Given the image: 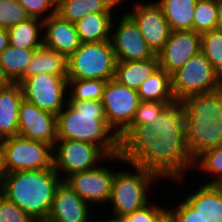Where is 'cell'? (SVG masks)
Returning a JSON list of instances; mask_svg holds the SVG:
<instances>
[{
  "label": "cell",
  "mask_w": 222,
  "mask_h": 222,
  "mask_svg": "<svg viewBox=\"0 0 222 222\" xmlns=\"http://www.w3.org/2000/svg\"><path fill=\"white\" fill-rule=\"evenodd\" d=\"M185 128L183 100L168 103L151 128L137 125L120 141L124 164L146 169L160 179L184 181L188 171L194 173V160L186 150Z\"/></svg>",
  "instance_id": "1"
},
{
  "label": "cell",
  "mask_w": 222,
  "mask_h": 222,
  "mask_svg": "<svg viewBox=\"0 0 222 222\" xmlns=\"http://www.w3.org/2000/svg\"><path fill=\"white\" fill-rule=\"evenodd\" d=\"M57 139L97 145L107 156L120 153V139L106 121L105 109L97 100H68L57 115Z\"/></svg>",
  "instance_id": "2"
},
{
  "label": "cell",
  "mask_w": 222,
  "mask_h": 222,
  "mask_svg": "<svg viewBox=\"0 0 222 222\" xmlns=\"http://www.w3.org/2000/svg\"><path fill=\"white\" fill-rule=\"evenodd\" d=\"M62 179L54 168L6 173L0 193L36 222H46Z\"/></svg>",
  "instance_id": "3"
},
{
  "label": "cell",
  "mask_w": 222,
  "mask_h": 222,
  "mask_svg": "<svg viewBox=\"0 0 222 222\" xmlns=\"http://www.w3.org/2000/svg\"><path fill=\"white\" fill-rule=\"evenodd\" d=\"M186 105V150L195 161L222 145V88L190 96Z\"/></svg>",
  "instance_id": "4"
},
{
  "label": "cell",
  "mask_w": 222,
  "mask_h": 222,
  "mask_svg": "<svg viewBox=\"0 0 222 222\" xmlns=\"http://www.w3.org/2000/svg\"><path fill=\"white\" fill-rule=\"evenodd\" d=\"M131 166L132 169L115 172L112 180L111 195L108 204L112 205V217L130 215L134 211L149 204V192L153 183L161 180L156 174L146 169ZM152 185V186H151Z\"/></svg>",
  "instance_id": "5"
},
{
  "label": "cell",
  "mask_w": 222,
  "mask_h": 222,
  "mask_svg": "<svg viewBox=\"0 0 222 222\" xmlns=\"http://www.w3.org/2000/svg\"><path fill=\"white\" fill-rule=\"evenodd\" d=\"M117 59L111 41L81 43L67 58L68 79H114Z\"/></svg>",
  "instance_id": "6"
},
{
  "label": "cell",
  "mask_w": 222,
  "mask_h": 222,
  "mask_svg": "<svg viewBox=\"0 0 222 222\" xmlns=\"http://www.w3.org/2000/svg\"><path fill=\"white\" fill-rule=\"evenodd\" d=\"M105 160L107 163L112 160L120 164L125 162L120 153L107 156L97 145L89 142L57 139L53 147V168L62 181L71 174L94 169Z\"/></svg>",
  "instance_id": "7"
},
{
  "label": "cell",
  "mask_w": 222,
  "mask_h": 222,
  "mask_svg": "<svg viewBox=\"0 0 222 222\" xmlns=\"http://www.w3.org/2000/svg\"><path fill=\"white\" fill-rule=\"evenodd\" d=\"M220 88L222 76L201 51L171 74V90L175 100H184Z\"/></svg>",
  "instance_id": "8"
},
{
  "label": "cell",
  "mask_w": 222,
  "mask_h": 222,
  "mask_svg": "<svg viewBox=\"0 0 222 222\" xmlns=\"http://www.w3.org/2000/svg\"><path fill=\"white\" fill-rule=\"evenodd\" d=\"M18 84L26 101L56 116L68 102V76L41 73L25 77Z\"/></svg>",
  "instance_id": "9"
},
{
  "label": "cell",
  "mask_w": 222,
  "mask_h": 222,
  "mask_svg": "<svg viewBox=\"0 0 222 222\" xmlns=\"http://www.w3.org/2000/svg\"><path fill=\"white\" fill-rule=\"evenodd\" d=\"M7 173L53 167V147L20 136L3 139Z\"/></svg>",
  "instance_id": "10"
},
{
  "label": "cell",
  "mask_w": 222,
  "mask_h": 222,
  "mask_svg": "<svg viewBox=\"0 0 222 222\" xmlns=\"http://www.w3.org/2000/svg\"><path fill=\"white\" fill-rule=\"evenodd\" d=\"M101 102L108 125L119 136L131 124L141 101L137 90L111 79L106 82Z\"/></svg>",
  "instance_id": "11"
},
{
  "label": "cell",
  "mask_w": 222,
  "mask_h": 222,
  "mask_svg": "<svg viewBox=\"0 0 222 222\" xmlns=\"http://www.w3.org/2000/svg\"><path fill=\"white\" fill-rule=\"evenodd\" d=\"M123 12L119 20L114 17L111 27L110 41L117 61H145L154 58L156 55L147 45L134 20L125 10Z\"/></svg>",
  "instance_id": "12"
},
{
  "label": "cell",
  "mask_w": 222,
  "mask_h": 222,
  "mask_svg": "<svg viewBox=\"0 0 222 222\" xmlns=\"http://www.w3.org/2000/svg\"><path fill=\"white\" fill-rule=\"evenodd\" d=\"M133 3L126 13L134 20L152 52L157 55L170 35V27L161 7L154 0Z\"/></svg>",
  "instance_id": "13"
},
{
  "label": "cell",
  "mask_w": 222,
  "mask_h": 222,
  "mask_svg": "<svg viewBox=\"0 0 222 222\" xmlns=\"http://www.w3.org/2000/svg\"><path fill=\"white\" fill-rule=\"evenodd\" d=\"M103 165L105 164H99L88 171L71 174L64 180L91 207L105 204L108 206L112 180L116 171L112 167L110 169Z\"/></svg>",
  "instance_id": "14"
},
{
  "label": "cell",
  "mask_w": 222,
  "mask_h": 222,
  "mask_svg": "<svg viewBox=\"0 0 222 222\" xmlns=\"http://www.w3.org/2000/svg\"><path fill=\"white\" fill-rule=\"evenodd\" d=\"M56 120V115L23 99L19 109L18 136L54 147L57 140Z\"/></svg>",
  "instance_id": "15"
},
{
  "label": "cell",
  "mask_w": 222,
  "mask_h": 222,
  "mask_svg": "<svg viewBox=\"0 0 222 222\" xmlns=\"http://www.w3.org/2000/svg\"><path fill=\"white\" fill-rule=\"evenodd\" d=\"M201 34L193 30L171 31L162 50L157 54L159 67L170 75L200 52Z\"/></svg>",
  "instance_id": "16"
},
{
  "label": "cell",
  "mask_w": 222,
  "mask_h": 222,
  "mask_svg": "<svg viewBox=\"0 0 222 222\" xmlns=\"http://www.w3.org/2000/svg\"><path fill=\"white\" fill-rule=\"evenodd\" d=\"M90 206L66 182L61 181L55 190L46 222H90L93 215Z\"/></svg>",
  "instance_id": "17"
},
{
  "label": "cell",
  "mask_w": 222,
  "mask_h": 222,
  "mask_svg": "<svg viewBox=\"0 0 222 222\" xmlns=\"http://www.w3.org/2000/svg\"><path fill=\"white\" fill-rule=\"evenodd\" d=\"M81 42L75 24L62 19L58 14L43 21V45L68 58Z\"/></svg>",
  "instance_id": "18"
},
{
  "label": "cell",
  "mask_w": 222,
  "mask_h": 222,
  "mask_svg": "<svg viewBox=\"0 0 222 222\" xmlns=\"http://www.w3.org/2000/svg\"><path fill=\"white\" fill-rule=\"evenodd\" d=\"M200 186L188 193L184 201L204 222H222V187L204 183Z\"/></svg>",
  "instance_id": "19"
},
{
  "label": "cell",
  "mask_w": 222,
  "mask_h": 222,
  "mask_svg": "<svg viewBox=\"0 0 222 222\" xmlns=\"http://www.w3.org/2000/svg\"><path fill=\"white\" fill-rule=\"evenodd\" d=\"M23 99L18 83L0 90V136L3 139L18 136L19 109Z\"/></svg>",
  "instance_id": "20"
},
{
  "label": "cell",
  "mask_w": 222,
  "mask_h": 222,
  "mask_svg": "<svg viewBox=\"0 0 222 222\" xmlns=\"http://www.w3.org/2000/svg\"><path fill=\"white\" fill-rule=\"evenodd\" d=\"M159 68L157 55L145 61H117L114 79L137 90Z\"/></svg>",
  "instance_id": "21"
},
{
  "label": "cell",
  "mask_w": 222,
  "mask_h": 222,
  "mask_svg": "<svg viewBox=\"0 0 222 222\" xmlns=\"http://www.w3.org/2000/svg\"><path fill=\"white\" fill-rule=\"evenodd\" d=\"M113 13H94L81 18L75 23L81 43L103 42L111 38Z\"/></svg>",
  "instance_id": "22"
},
{
  "label": "cell",
  "mask_w": 222,
  "mask_h": 222,
  "mask_svg": "<svg viewBox=\"0 0 222 222\" xmlns=\"http://www.w3.org/2000/svg\"><path fill=\"white\" fill-rule=\"evenodd\" d=\"M118 5L115 0H65L56 10V14L62 19L75 24L89 14L116 13L117 10L115 8L120 7Z\"/></svg>",
  "instance_id": "23"
},
{
  "label": "cell",
  "mask_w": 222,
  "mask_h": 222,
  "mask_svg": "<svg viewBox=\"0 0 222 222\" xmlns=\"http://www.w3.org/2000/svg\"><path fill=\"white\" fill-rule=\"evenodd\" d=\"M41 73L67 76V58L54 49L42 45L34 51L26 69V77Z\"/></svg>",
  "instance_id": "24"
},
{
  "label": "cell",
  "mask_w": 222,
  "mask_h": 222,
  "mask_svg": "<svg viewBox=\"0 0 222 222\" xmlns=\"http://www.w3.org/2000/svg\"><path fill=\"white\" fill-rule=\"evenodd\" d=\"M161 7L171 31L192 30L198 0H155Z\"/></svg>",
  "instance_id": "25"
},
{
  "label": "cell",
  "mask_w": 222,
  "mask_h": 222,
  "mask_svg": "<svg viewBox=\"0 0 222 222\" xmlns=\"http://www.w3.org/2000/svg\"><path fill=\"white\" fill-rule=\"evenodd\" d=\"M9 44L24 49H38L43 45V21L29 18L7 29Z\"/></svg>",
  "instance_id": "26"
},
{
  "label": "cell",
  "mask_w": 222,
  "mask_h": 222,
  "mask_svg": "<svg viewBox=\"0 0 222 222\" xmlns=\"http://www.w3.org/2000/svg\"><path fill=\"white\" fill-rule=\"evenodd\" d=\"M35 50L17 48L9 44L0 53V65L12 83H19L26 77V69Z\"/></svg>",
  "instance_id": "27"
},
{
  "label": "cell",
  "mask_w": 222,
  "mask_h": 222,
  "mask_svg": "<svg viewBox=\"0 0 222 222\" xmlns=\"http://www.w3.org/2000/svg\"><path fill=\"white\" fill-rule=\"evenodd\" d=\"M140 101L175 100L171 90V75L158 68L137 89Z\"/></svg>",
  "instance_id": "28"
},
{
  "label": "cell",
  "mask_w": 222,
  "mask_h": 222,
  "mask_svg": "<svg viewBox=\"0 0 222 222\" xmlns=\"http://www.w3.org/2000/svg\"><path fill=\"white\" fill-rule=\"evenodd\" d=\"M198 170L202 176L203 171L205 175H209L206 185L222 184V145L204 152L194 161L193 171Z\"/></svg>",
  "instance_id": "29"
},
{
  "label": "cell",
  "mask_w": 222,
  "mask_h": 222,
  "mask_svg": "<svg viewBox=\"0 0 222 222\" xmlns=\"http://www.w3.org/2000/svg\"><path fill=\"white\" fill-rule=\"evenodd\" d=\"M220 0H198L195 5L192 30L203 34L215 30Z\"/></svg>",
  "instance_id": "30"
},
{
  "label": "cell",
  "mask_w": 222,
  "mask_h": 222,
  "mask_svg": "<svg viewBox=\"0 0 222 222\" xmlns=\"http://www.w3.org/2000/svg\"><path fill=\"white\" fill-rule=\"evenodd\" d=\"M107 81L100 79H68V100H102Z\"/></svg>",
  "instance_id": "31"
},
{
  "label": "cell",
  "mask_w": 222,
  "mask_h": 222,
  "mask_svg": "<svg viewBox=\"0 0 222 222\" xmlns=\"http://www.w3.org/2000/svg\"><path fill=\"white\" fill-rule=\"evenodd\" d=\"M174 100L141 101L135 111L131 124L119 135L120 141L137 125L152 127L156 116L161 113L168 103Z\"/></svg>",
  "instance_id": "32"
},
{
  "label": "cell",
  "mask_w": 222,
  "mask_h": 222,
  "mask_svg": "<svg viewBox=\"0 0 222 222\" xmlns=\"http://www.w3.org/2000/svg\"><path fill=\"white\" fill-rule=\"evenodd\" d=\"M200 51L222 76V31L215 29L201 34Z\"/></svg>",
  "instance_id": "33"
},
{
  "label": "cell",
  "mask_w": 222,
  "mask_h": 222,
  "mask_svg": "<svg viewBox=\"0 0 222 222\" xmlns=\"http://www.w3.org/2000/svg\"><path fill=\"white\" fill-rule=\"evenodd\" d=\"M29 18L18 0H0V28L8 29Z\"/></svg>",
  "instance_id": "34"
},
{
  "label": "cell",
  "mask_w": 222,
  "mask_h": 222,
  "mask_svg": "<svg viewBox=\"0 0 222 222\" xmlns=\"http://www.w3.org/2000/svg\"><path fill=\"white\" fill-rule=\"evenodd\" d=\"M154 201L145 205L144 207L134 211L130 215L118 217L119 222H156L157 219L167 210V206L160 207V205Z\"/></svg>",
  "instance_id": "35"
},
{
  "label": "cell",
  "mask_w": 222,
  "mask_h": 222,
  "mask_svg": "<svg viewBox=\"0 0 222 222\" xmlns=\"http://www.w3.org/2000/svg\"><path fill=\"white\" fill-rule=\"evenodd\" d=\"M0 222H36L0 193Z\"/></svg>",
  "instance_id": "36"
},
{
  "label": "cell",
  "mask_w": 222,
  "mask_h": 222,
  "mask_svg": "<svg viewBox=\"0 0 222 222\" xmlns=\"http://www.w3.org/2000/svg\"><path fill=\"white\" fill-rule=\"evenodd\" d=\"M26 10L30 18H37L42 21L49 16L56 14V10L51 6L48 0H18Z\"/></svg>",
  "instance_id": "37"
},
{
  "label": "cell",
  "mask_w": 222,
  "mask_h": 222,
  "mask_svg": "<svg viewBox=\"0 0 222 222\" xmlns=\"http://www.w3.org/2000/svg\"><path fill=\"white\" fill-rule=\"evenodd\" d=\"M173 208L167 210L173 215L175 222H204L200 216L183 200Z\"/></svg>",
  "instance_id": "38"
},
{
  "label": "cell",
  "mask_w": 222,
  "mask_h": 222,
  "mask_svg": "<svg viewBox=\"0 0 222 222\" xmlns=\"http://www.w3.org/2000/svg\"><path fill=\"white\" fill-rule=\"evenodd\" d=\"M9 45V34L5 28H0V53Z\"/></svg>",
  "instance_id": "39"
},
{
  "label": "cell",
  "mask_w": 222,
  "mask_h": 222,
  "mask_svg": "<svg viewBox=\"0 0 222 222\" xmlns=\"http://www.w3.org/2000/svg\"><path fill=\"white\" fill-rule=\"evenodd\" d=\"M6 167H5V150L3 145H0V181L6 175Z\"/></svg>",
  "instance_id": "40"
},
{
  "label": "cell",
  "mask_w": 222,
  "mask_h": 222,
  "mask_svg": "<svg viewBox=\"0 0 222 222\" xmlns=\"http://www.w3.org/2000/svg\"><path fill=\"white\" fill-rule=\"evenodd\" d=\"M11 84L12 82L5 75L4 70L0 65V90L9 87Z\"/></svg>",
  "instance_id": "41"
},
{
  "label": "cell",
  "mask_w": 222,
  "mask_h": 222,
  "mask_svg": "<svg viewBox=\"0 0 222 222\" xmlns=\"http://www.w3.org/2000/svg\"><path fill=\"white\" fill-rule=\"evenodd\" d=\"M156 222H175L173 215L166 210L158 219Z\"/></svg>",
  "instance_id": "42"
},
{
  "label": "cell",
  "mask_w": 222,
  "mask_h": 222,
  "mask_svg": "<svg viewBox=\"0 0 222 222\" xmlns=\"http://www.w3.org/2000/svg\"><path fill=\"white\" fill-rule=\"evenodd\" d=\"M216 30L222 31V0H220V7L218 11Z\"/></svg>",
  "instance_id": "43"
},
{
  "label": "cell",
  "mask_w": 222,
  "mask_h": 222,
  "mask_svg": "<svg viewBox=\"0 0 222 222\" xmlns=\"http://www.w3.org/2000/svg\"><path fill=\"white\" fill-rule=\"evenodd\" d=\"M64 1L65 0H48V2L55 10H57L63 4Z\"/></svg>",
  "instance_id": "44"
},
{
  "label": "cell",
  "mask_w": 222,
  "mask_h": 222,
  "mask_svg": "<svg viewBox=\"0 0 222 222\" xmlns=\"http://www.w3.org/2000/svg\"><path fill=\"white\" fill-rule=\"evenodd\" d=\"M97 221H100V222H119L117 218L111 217V215H109L108 218L106 217V219H102V218L100 219V217H99V219Z\"/></svg>",
  "instance_id": "45"
},
{
  "label": "cell",
  "mask_w": 222,
  "mask_h": 222,
  "mask_svg": "<svg viewBox=\"0 0 222 222\" xmlns=\"http://www.w3.org/2000/svg\"><path fill=\"white\" fill-rule=\"evenodd\" d=\"M119 5L125 3V0H115Z\"/></svg>",
  "instance_id": "46"
},
{
  "label": "cell",
  "mask_w": 222,
  "mask_h": 222,
  "mask_svg": "<svg viewBox=\"0 0 222 222\" xmlns=\"http://www.w3.org/2000/svg\"><path fill=\"white\" fill-rule=\"evenodd\" d=\"M0 145H3V138L0 136Z\"/></svg>",
  "instance_id": "47"
}]
</instances>
